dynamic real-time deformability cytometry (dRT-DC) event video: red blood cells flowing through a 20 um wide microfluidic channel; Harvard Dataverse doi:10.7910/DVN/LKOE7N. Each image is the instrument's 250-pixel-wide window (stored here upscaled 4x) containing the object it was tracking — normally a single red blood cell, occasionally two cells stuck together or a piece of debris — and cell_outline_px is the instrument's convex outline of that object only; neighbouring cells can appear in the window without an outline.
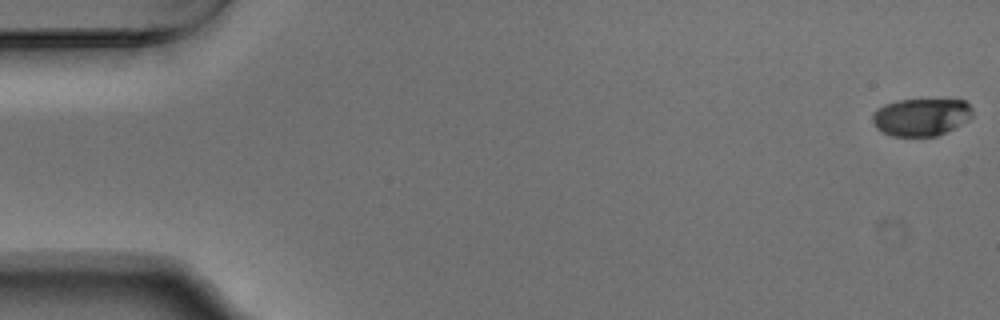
{"species": "Egyptian fruit bat (a non-hibernating species)", "species_latin": "Rousettus aegyptiacus", "temperature_condition": "warm", "stored_images_in_passage": 15, "camera_frame_rate_fps": 3000, "um_per_image_px": 0.085, "animal": {"sex": "male"}, "frame": {"image": 1, "passage_image": 1, "time_ms": 0.0, "image_size_px": [1000, 320], "cell_outline_px": [[972, 116], [968, 120], [956, 128], [936, 136], [892, 136], [876, 128], [872, 120], [872, 112], [876, 108], [884, 104], [896, 100], [964, 100], [972, 108]], "centroid_in_image_um": [78.28, 9.95], "position_along_channel_um": 6.7, "area_um2": 22.02}}
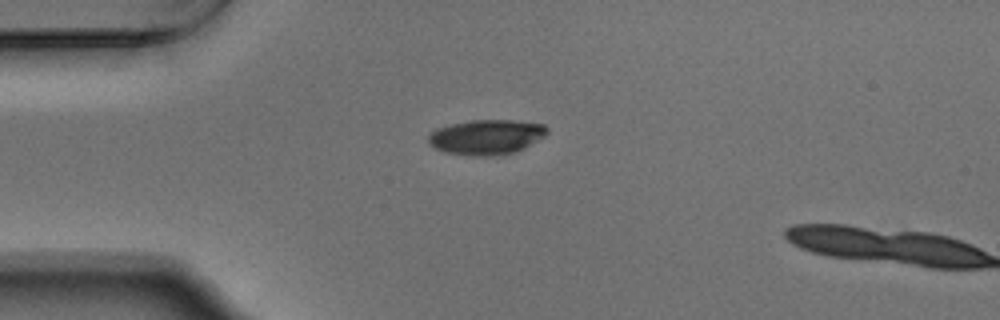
{"frame": {"image": 2, "passage_image": 14, "time_ms": 4.333, "image_size_px": [1000, 320], "cell_outline_px": [[548, 132], [544, 136], [516, 152], [492, 156], [472, 156], [444, 152], [436, 148], [428, 140], [428, 136], [436, 128], [452, 124], [472, 120], [512, 120], [544, 124], [548, 128]], "centroid_in_image_um": [41.35, 11.65], "position_along_channel_um": 43.6, "area_um2": 24.04}}